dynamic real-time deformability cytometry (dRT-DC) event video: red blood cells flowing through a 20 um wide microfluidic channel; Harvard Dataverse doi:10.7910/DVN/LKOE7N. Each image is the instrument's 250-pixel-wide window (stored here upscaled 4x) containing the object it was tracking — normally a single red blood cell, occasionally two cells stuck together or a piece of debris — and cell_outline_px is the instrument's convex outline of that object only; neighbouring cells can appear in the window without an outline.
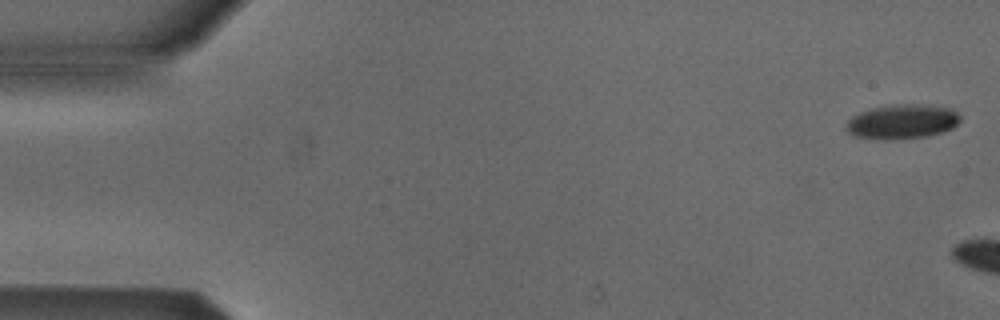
{"species": "Egyptian fruit bat (a non-hibernating species)", "species_latin": "Rousettus aegyptiacus", "temperature_condition": "cold", "stored_images_in_passage": 3, "camera_frame_rate_fps": 3000, "um_per_image_px": 0.085, "animal": {"sex": "male"}, "frame": {"image": 1, "passage_image": 1, "time_ms": 0.0, "image_size_px": [1000, 320], "cell_outline_px": [[960, 120], [952, 128], [928, 136], [856, 136], [848, 132], [844, 128], [848, 120], [852, 116], [860, 112], [872, 108], [892, 104], [912, 104], [952, 108], [960, 116]], "centroid_in_image_um": [76.7, 10.27], "position_along_channel_um": 8.3, "area_um2": 21.73}}